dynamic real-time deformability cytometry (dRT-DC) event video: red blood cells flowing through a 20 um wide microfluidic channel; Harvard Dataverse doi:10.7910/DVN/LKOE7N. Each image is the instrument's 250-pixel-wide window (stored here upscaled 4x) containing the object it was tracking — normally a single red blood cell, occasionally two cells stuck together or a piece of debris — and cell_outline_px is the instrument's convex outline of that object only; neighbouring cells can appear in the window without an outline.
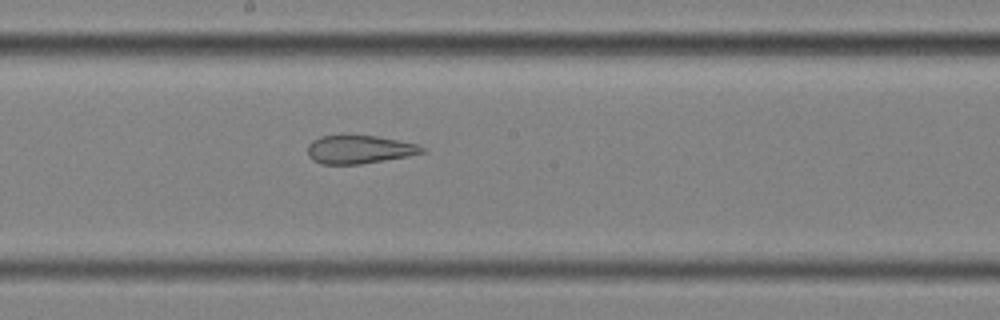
{"species": "common noctule bat (a hibernating species)", "species_latin": "Nyctalus noctula", "temperature_condition": "cold", "stored_images_in_passage": 58, "segment_of_instrument_passage": [2, 2], "camera_frame_rate_fps": 3000, "um_per_image_px": 0.085, "animal": {"sex": "female", "body_mass_g": 25.1}, "frame": {"image": 1, "passage_image": 32, "time_ms": 10.333, "image_size_px": [1000, 320], "cell_outline_px": [[428, 148], [424, 152], [408, 156], [360, 164], [320, 164], [312, 160], [308, 156], [308, 144], [312, 140], [320, 136], [376, 136], [416, 144]], "centroid_in_image_um": [30.52, 12.71], "position_along_channel_um": 217.7, "area_um2": 18.73}}
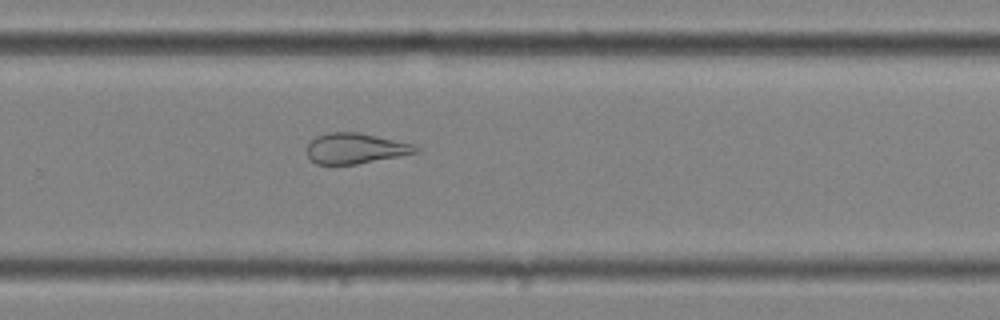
{"frame": {"image": 2, "passage_image": 39, "time_ms": 12.667, "image_size_px": [1000, 320], "cell_outline_px": [[420, 152], [356, 164], [316, 164], [308, 156], [308, 144], [316, 136], [328, 132], [356, 132], [376, 136], [412, 144], [420, 148]], "centroid_in_image_um": [30.21, 12.61], "position_along_channel_um": 299.6, "area_um2": 19.07}}
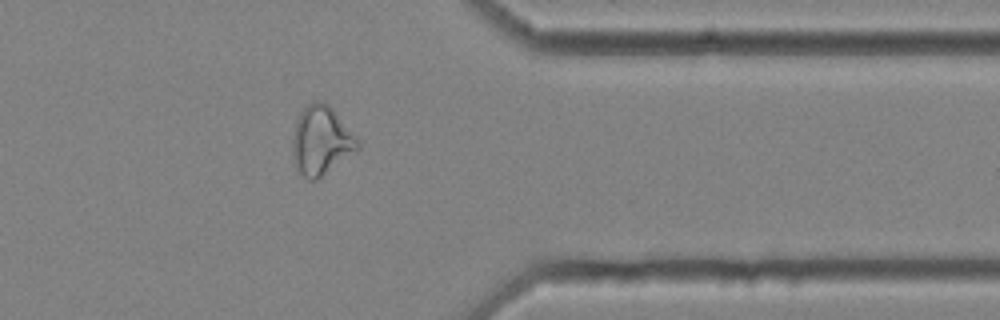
{"frame": {"image": 3, "passage_image": 47, "time_ms": 15.333, "image_size_px": [1000, 320], "cell_outline_px": [[360, 148], [316, 180], [308, 180], [296, 168], [292, 156], [292, 136], [296, 120], [300, 112], [312, 100], [324, 100], [332, 108], [360, 144]], "centroid_in_image_um": [27.25, 11.93], "position_along_channel_um": 384.2, "area_um2": 25.89}}